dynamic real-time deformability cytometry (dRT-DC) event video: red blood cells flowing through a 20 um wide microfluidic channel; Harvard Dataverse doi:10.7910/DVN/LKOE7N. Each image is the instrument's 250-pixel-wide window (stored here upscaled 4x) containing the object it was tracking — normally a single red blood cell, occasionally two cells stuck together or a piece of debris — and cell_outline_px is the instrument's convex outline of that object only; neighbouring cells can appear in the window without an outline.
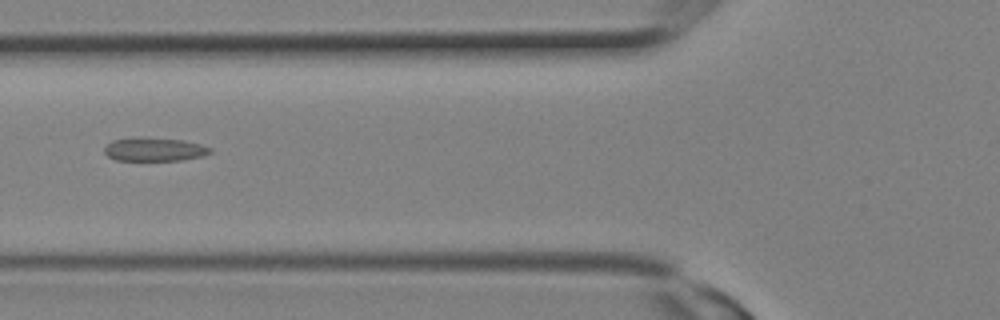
{"species": "Egyptian fruit bat (a non-hibernating species)", "species_latin": "Rousettus aegyptiacus", "temperature_condition": "room temperature", "stored_images_in_passage": 3, "camera_frame_rate_fps": 3000, "um_per_image_px": 0.085, "animal": {"sex": "female"}, "frame": {"image": 1, "passage_image": 3, "time_ms": 0.667, "image_size_px": [1000, 320], "cell_outline_px": [[212, 152], [204, 156], [180, 160], [116, 160], [108, 156], [104, 152], [104, 148], [112, 140], [140, 136], [184, 140], [200, 144], [212, 148]], "centroid_in_image_um": [13.13, 12.68], "position_along_channel_um": 112.7, "area_um2": 14.68}}